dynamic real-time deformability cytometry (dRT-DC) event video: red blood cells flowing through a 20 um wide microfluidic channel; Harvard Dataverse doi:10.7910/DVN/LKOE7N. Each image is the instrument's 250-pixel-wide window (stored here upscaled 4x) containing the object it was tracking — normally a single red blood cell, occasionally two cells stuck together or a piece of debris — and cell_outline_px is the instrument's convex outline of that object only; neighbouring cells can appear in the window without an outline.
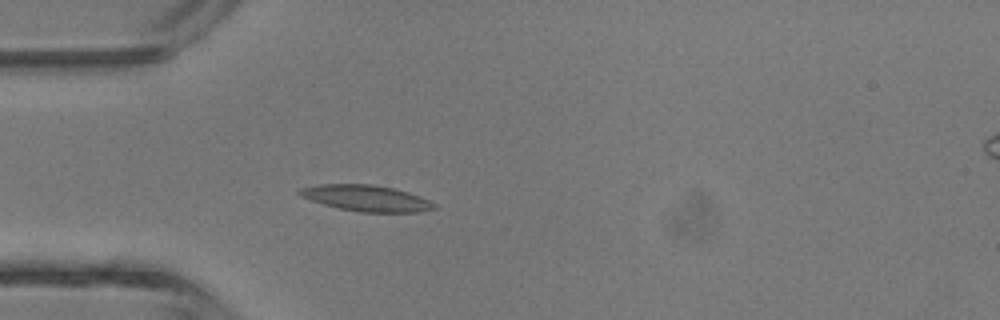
{"species": "common noctule bat (a hibernating species)", "species_latin": "Nyctalus noctula", "temperature_condition": "room temperature", "stored_images_in_passage": 5, "camera_frame_rate_fps": 3000, "um_per_image_px": 0.085, "animal": {"sex": "male", "body_mass_g": 13.3}, "frame": {"image": 1, "passage_image": 4, "time_ms": 3.333, "image_size_px": [1000, 320], "cell_outline_px": [[436, 208], [416, 212], [360, 212], [340, 208], [324, 204], [300, 196], [296, 192], [300, 188], [320, 184], [372, 184], [392, 188], [408, 192], [420, 196], [436, 204]], "centroid_in_image_um": [31.12, 16.84], "position_along_channel_um": 53.9, "area_um2": 20.29}}